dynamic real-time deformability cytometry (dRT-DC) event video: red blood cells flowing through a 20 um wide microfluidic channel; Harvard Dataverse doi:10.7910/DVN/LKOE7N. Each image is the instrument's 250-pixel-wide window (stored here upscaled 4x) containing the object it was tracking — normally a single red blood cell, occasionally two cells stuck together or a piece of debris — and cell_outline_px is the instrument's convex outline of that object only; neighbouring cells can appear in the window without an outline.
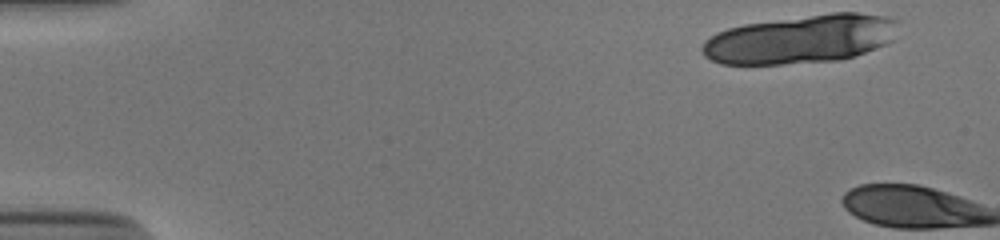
{"species": "human", "species_latin": "Homo sapiens", "temperature_condition": "cold", "stored_images_in_passage": 3, "camera_frame_rate_fps": 3000, "um_per_image_px": 0.085, "donor": {"sex": "male"}, "frame": {"image": 1, "passage_image": 1, "time_ms": 0.0, "image_size_px": [1000, 240], "cell_outline_px": [[900, 20], [892, 40], [888, 44], [856, 56], [840, 60], [784, 64], [720, 64], [704, 56], [700, 48], [704, 40], [716, 32], [728, 28], [744, 24], [832, 12], [856, 12], [888, 16]], "centroid_in_image_um": [68.09, 3.33], "position_along_channel_um": 16.9, "area_um2": 56.01}}